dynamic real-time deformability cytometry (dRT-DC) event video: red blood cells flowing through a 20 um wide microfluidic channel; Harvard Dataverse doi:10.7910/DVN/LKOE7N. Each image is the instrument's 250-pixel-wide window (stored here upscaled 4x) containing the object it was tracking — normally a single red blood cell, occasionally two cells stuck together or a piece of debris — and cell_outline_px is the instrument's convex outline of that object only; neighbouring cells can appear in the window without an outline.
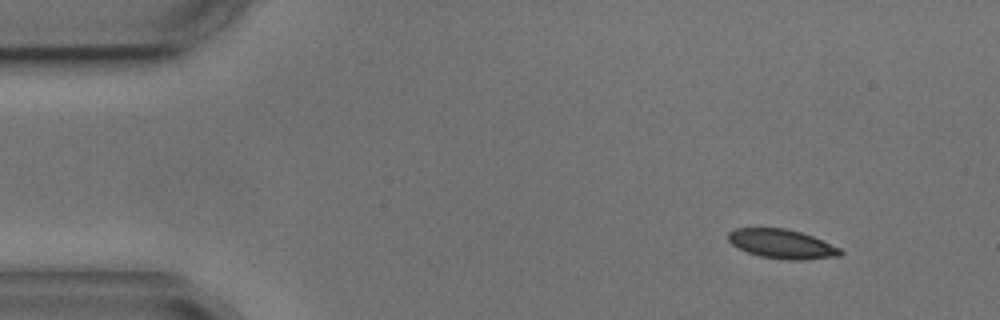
{"species": "common noctule bat (a hibernating species)", "species_latin": "Nyctalus noctula", "temperature_condition": "cold", "stored_images_in_passage": 4, "camera_frame_rate_fps": 3000, "um_per_image_px": 0.085, "animal": {"sex": "male", "body_mass_g": 17.9, "forearm_length_mm": 54.2}, "frame": {"image": 1, "passage_image": 1, "time_ms": 0.0, "image_size_px": [1000, 320], "cell_outline_px": [[844, 252], [840, 256], [800, 260], [788, 260], [760, 256], [736, 248], [728, 240], [728, 232], [736, 228], [784, 228], [800, 232], [812, 236], [840, 248]], "centroid_in_image_um": [66.44, 20.74], "position_along_channel_um": 18.6, "area_um2": 19.02}}